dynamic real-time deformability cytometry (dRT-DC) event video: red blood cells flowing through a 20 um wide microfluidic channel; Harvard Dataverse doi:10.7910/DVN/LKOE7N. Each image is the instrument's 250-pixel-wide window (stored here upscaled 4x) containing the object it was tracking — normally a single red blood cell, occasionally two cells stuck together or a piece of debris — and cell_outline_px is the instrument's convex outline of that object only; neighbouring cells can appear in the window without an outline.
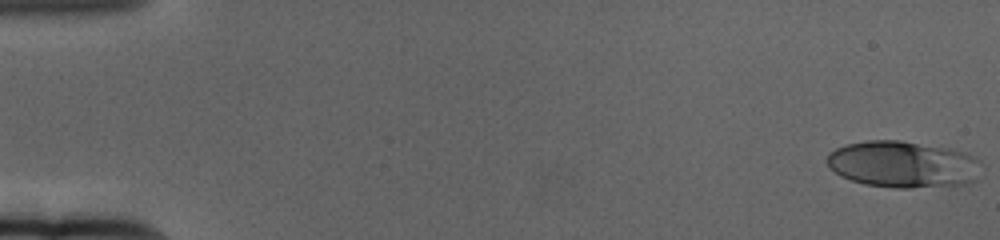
{"species": "human", "species_latin": "Homo sapiens", "temperature_condition": "cold", "stored_images_in_passage": 61, "camera_frame_rate_fps": 3000, "um_per_image_px": 0.085, "donor": {"sex": "female"}, "frame": {"image": 1, "passage_image": 1, "time_ms": 0.0, "image_size_px": [1000, 240], "cell_outline_px": [[980, 160], [972, 180], [960, 184], [908, 188], [896, 188], [864, 184], [840, 176], [828, 164], [828, 152], [836, 148], [848, 144], [868, 140], [900, 140], [948, 148], [968, 152], [976, 156]], "centroid_in_image_um": [76.71, 13.95], "position_along_channel_um": 8.3, "area_um2": 41.44}}
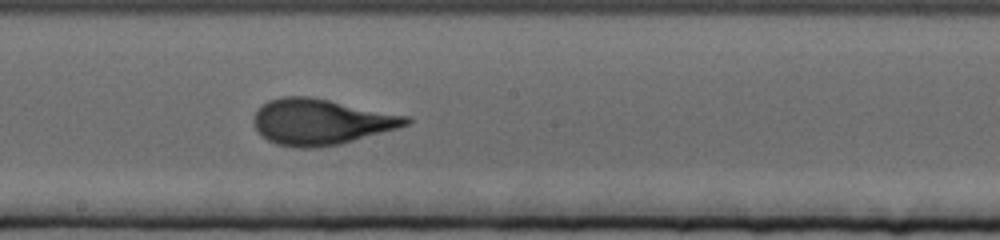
{"frame": {"image": 2, "passage_image": 34, "time_ms": 11.0, "image_size_px": [1000, 240], "cell_outline_px": [[412, 120], [408, 124], [396, 128], [340, 144], [320, 148], [296, 148], [276, 144], [268, 140], [256, 128], [252, 120], [260, 104], [268, 100], [280, 96], [308, 96], [408, 116]], "centroid_in_image_um": [27.22, 10.35], "position_along_channel_um": 221.0, "area_um2": 40.46}}
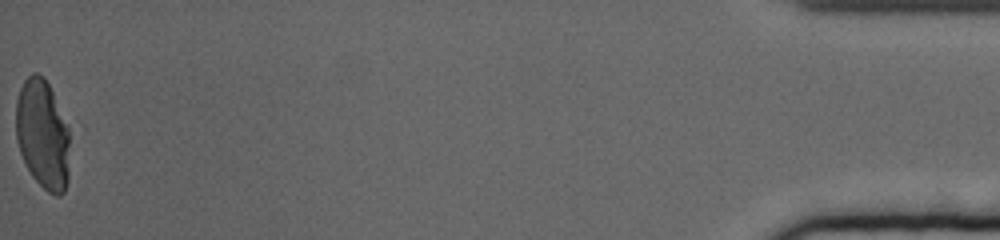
{"frame": {"image": 3, "passage_image": 61, "time_ms": 20.0, "image_size_px": [1000, 240], "cell_outline_px": [[68, 180], [64, 192], [60, 196], [56, 196], [48, 192], [32, 176], [20, 152], [16, 136], [16, 100], [20, 88], [24, 80], [32, 72], [36, 72], [44, 76], [68, 124]], "centroid_in_image_um": [3.62, 11.41], "position_along_channel_um": 431.6, "area_um2": 34.28}, "authors_computed_cell_mechanics": {"area_um2": 38.6682, "velocity_mm_per_s": 3.3409, "shape_relaxation_time_tau1_ms": 5.1637, "shape_relaxation_time_tau2_ms": 1.1279, "deformation_change_tau1": 0.2132, "deformation_change_tau2": 0.0925}}